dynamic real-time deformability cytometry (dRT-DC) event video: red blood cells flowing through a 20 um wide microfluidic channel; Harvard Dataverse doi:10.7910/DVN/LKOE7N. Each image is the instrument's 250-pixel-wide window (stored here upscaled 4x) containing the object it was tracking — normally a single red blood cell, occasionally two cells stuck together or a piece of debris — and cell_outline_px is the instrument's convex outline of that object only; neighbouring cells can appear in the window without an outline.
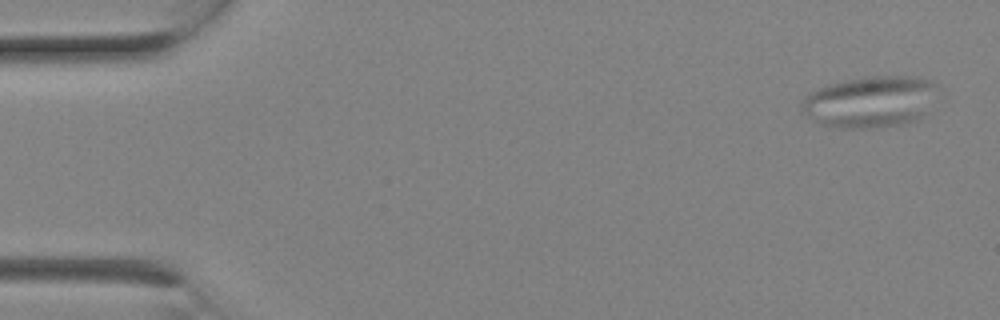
{"species": "Egyptian fruit bat (a non-hibernating species)", "species_latin": "Rousettus aegyptiacus", "temperature_condition": "room temperature", "stored_images_in_passage": 4, "segment_of_instrument_passage": [2, 2], "camera_frame_rate_fps": 3000, "um_per_image_px": 0.085, "animal": {"sex": "female"}, "frame": {"image": 1, "passage_image": 4, "time_ms": 1.0, "image_size_px": [1000, 320], "cell_outline_px": [[936, 88], [928, 116], [916, 120], [900, 124], [876, 128], [828, 128], [820, 124], [800, 112], [804, 96], [808, 92], [828, 84], [864, 76], [916, 76], [932, 80], [936, 84]], "centroid_in_image_um": [73.96, 8.66], "position_along_channel_um": 11.0, "area_um2": 41.62}}